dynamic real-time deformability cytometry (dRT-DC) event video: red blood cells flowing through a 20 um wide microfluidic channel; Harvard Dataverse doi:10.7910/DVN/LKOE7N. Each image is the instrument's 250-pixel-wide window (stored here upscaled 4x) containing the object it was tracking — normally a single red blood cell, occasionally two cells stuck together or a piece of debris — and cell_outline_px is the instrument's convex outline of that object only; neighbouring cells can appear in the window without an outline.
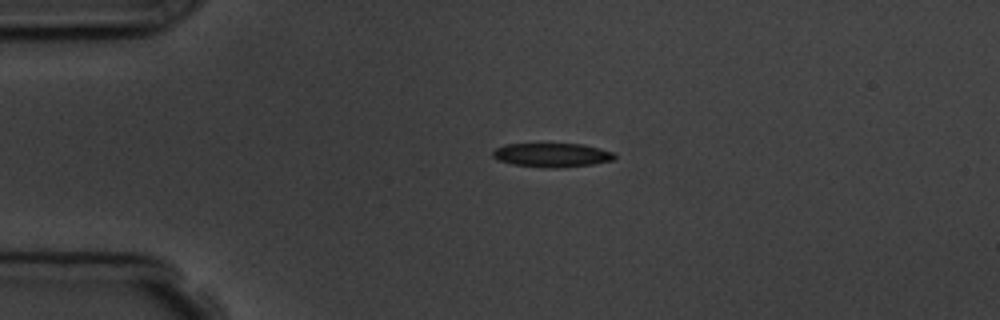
{"species": "common noctule bat (a hibernating species)", "species_latin": "Nyctalus noctula", "temperature_condition": "room temperature", "stored_images_in_passage": 3, "camera_frame_rate_fps": 3000, "um_per_image_px": 0.085, "animal": {"sex": "male", "body_mass_g": 19.5, "forearm_length_mm": 54.6}, "frame": {"image": 1, "passage_image": 3, "time_ms": 2.667, "image_size_px": [1000, 320], "cell_outline_px": [[616, 156], [612, 160], [592, 164], [560, 168], [548, 168], [512, 164], [500, 160], [492, 156], [492, 152], [496, 148], [504, 144], [584, 144], [600, 148], [612, 152]], "centroid_in_image_um": [46.91, 13.17], "position_along_channel_um": 38.1, "area_um2": 16.94}}